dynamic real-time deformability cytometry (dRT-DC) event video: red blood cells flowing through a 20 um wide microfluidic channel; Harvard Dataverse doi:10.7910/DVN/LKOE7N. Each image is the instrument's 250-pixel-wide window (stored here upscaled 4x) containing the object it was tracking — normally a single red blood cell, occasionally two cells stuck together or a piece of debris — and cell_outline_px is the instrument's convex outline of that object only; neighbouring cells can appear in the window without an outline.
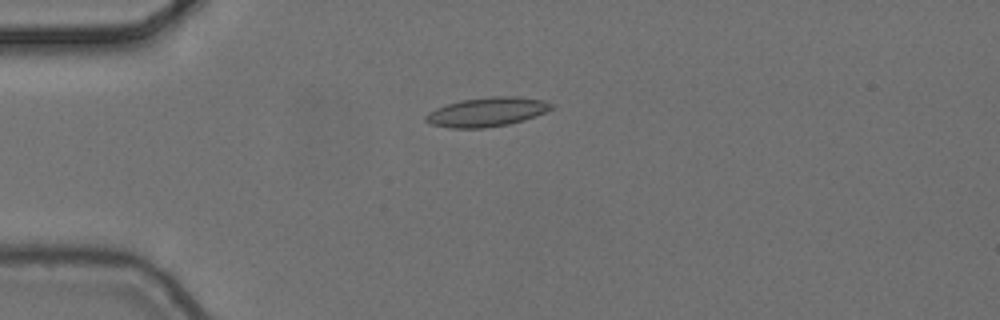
{"species": "common noctule bat (a hibernating species)", "species_latin": "Nyctalus noctula", "temperature_condition": "cold", "stored_images_in_passage": 4, "camera_frame_rate_fps": 3000, "um_per_image_px": 0.085, "animal": {"sex": "female", "body_mass_g": 24.6, "forearm_length_mm": 56.2}, "frame": {"image": 1, "passage_image": 4, "time_ms": 1.0, "image_size_px": [1000, 320], "cell_outline_px": [[552, 108], [544, 112], [524, 120], [508, 124], [484, 128], [448, 128], [428, 124], [424, 120], [424, 116], [428, 112], [436, 108], [460, 100], [492, 96], [516, 96], [544, 100], [552, 104]], "centroid_in_image_um": [41.33, 9.52], "position_along_channel_um": 43.7, "area_um2": 21.39}}